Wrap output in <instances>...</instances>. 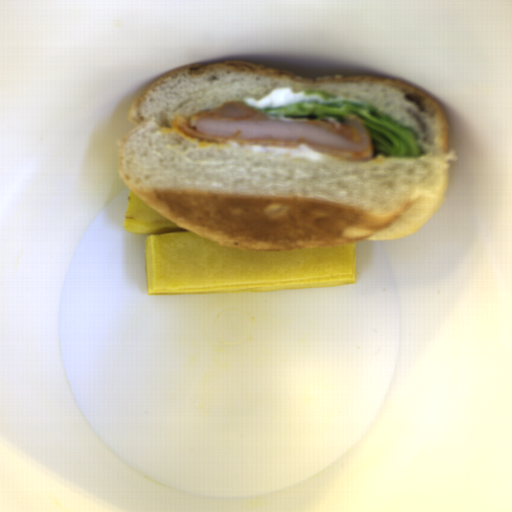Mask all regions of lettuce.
Listing matches in <instances>:
<instances>
[{"mask_svg": "<svg viewBox=\"0 0 512 512\" xmlns=\"http://www.w3.org/2000/svg\"><path fill=\"white\" fill-rule=\"evenodd\" d=\"M256 111L272 118L323 120L340 126L346 125L348 117L356 116L369 131L374 153L403 158L424 155L412 126L380 109L323 89L306 90L303 100Z\"/></svg>", "mask_w": 512, "mask_h": 512, "instance_id": "9fb2a089", "label": "lettuce"}]
</instances>
